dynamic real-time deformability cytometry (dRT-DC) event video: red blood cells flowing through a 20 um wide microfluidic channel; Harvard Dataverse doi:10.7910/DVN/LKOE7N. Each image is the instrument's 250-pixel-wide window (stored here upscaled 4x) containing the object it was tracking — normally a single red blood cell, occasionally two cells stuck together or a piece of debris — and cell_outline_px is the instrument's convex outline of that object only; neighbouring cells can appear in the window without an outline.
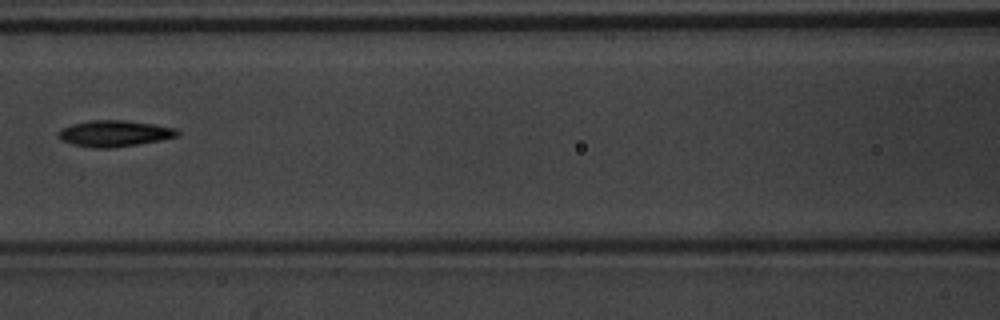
{"species": "common noctule bat (a hibernating species)", "species_latin": "Nyctalus noctula", "temperature_condition": "warm", "stored_images_in_passage": 7, "camera_frame_rate_fps": 3000, "um_per_image_px": 0.085, "animal": {"sex": "male", "body_mass_g": 20.1, "forearm_length_mm": 53.5}, "frame": {"image": 1, "passage_image": 7, "time_ms": 2.0, "image_size_px": [1000, 320], "cell_outline_px": [[180, 136], [160, 140], [112, 148], [92, 148], [72, 144], [60, 140], [56, 136], [56, 132], [60, 128], [72, 124], [88, 120], [124, 120], [152, 124], [176, 128], [180, 132]], "centroid_in_image_um": [9.67, 11.34], "position_along_channel_um": 156.9, "area_um2": 18.38}}